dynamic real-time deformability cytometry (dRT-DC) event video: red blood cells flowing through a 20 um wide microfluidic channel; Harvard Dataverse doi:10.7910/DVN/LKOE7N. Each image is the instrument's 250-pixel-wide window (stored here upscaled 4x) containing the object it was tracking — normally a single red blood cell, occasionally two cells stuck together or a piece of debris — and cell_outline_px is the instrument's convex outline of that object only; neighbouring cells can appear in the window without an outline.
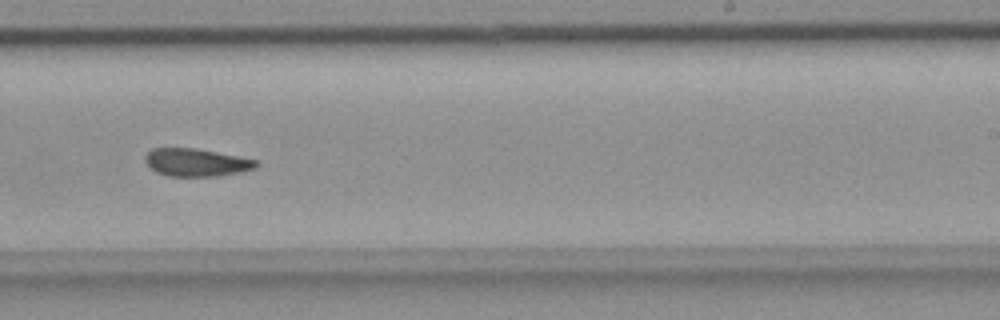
{"species": "common noctule bat (a hibernating species)", "species_latin": "Nyctalus noctula", "temperature_condition": "room temperature", "stored_images_in_passage": 49, "camera_frame_rate_fps": 3000, "um_per_image_px": 0.085, "animal": {"sex": "female", "body_mass_g": 18.4}, "frame": {"image": 1, "passage_image": 28, "time_ms": 9.0, "image_size_px": [1000, 320], "cell_outline_px": [[260, 164], [256, 168], [240, 172], [216, 176], [168, 176], [156, 172], [144, 160], [144, 156], [152, 148], [196, 148], [256, 160]], "centroid_in_image_um": [16.67, 13.81], "position_along_channel_um": 272.3, "area_um2": 17.86}}
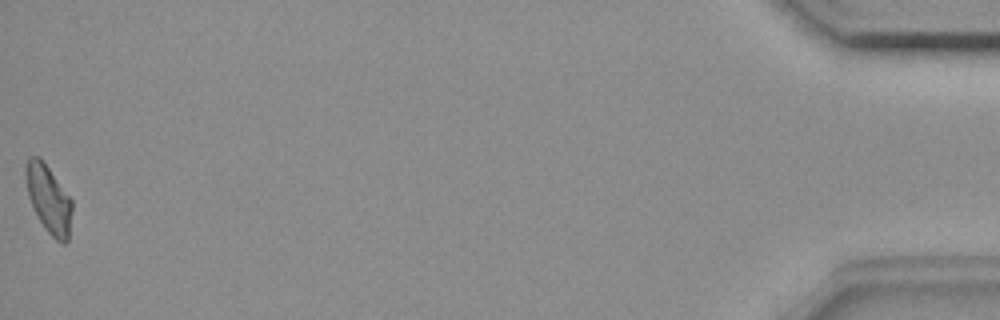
{"frame": {"image": 2, "passage_image": 49, "time_ms": 16.0, "image_size_px": [1000, 320], "cell_outline_px": [[72, 212], [68, 240], [64, 244], [60, 244], [44, 228], [28, 196], [24, 172], [24, 168], [28, 156], [40, 156], [72, 200]], "centroid_in_image_um": [4.13, 16.9], "position_along_channel_um": 431.1, "area_um2": 18.32}, "authors_computed_cell_mechanics": {"area_um2": 18.496, "velocity_mm_per_s": 3.671, "shape_relaxation_time_tau1_ms": null, "shape_relaxation_time_tau2_ms": 2.2888, "deformation_change_tau1": null, "deformation_change_tau2": 0.079}}